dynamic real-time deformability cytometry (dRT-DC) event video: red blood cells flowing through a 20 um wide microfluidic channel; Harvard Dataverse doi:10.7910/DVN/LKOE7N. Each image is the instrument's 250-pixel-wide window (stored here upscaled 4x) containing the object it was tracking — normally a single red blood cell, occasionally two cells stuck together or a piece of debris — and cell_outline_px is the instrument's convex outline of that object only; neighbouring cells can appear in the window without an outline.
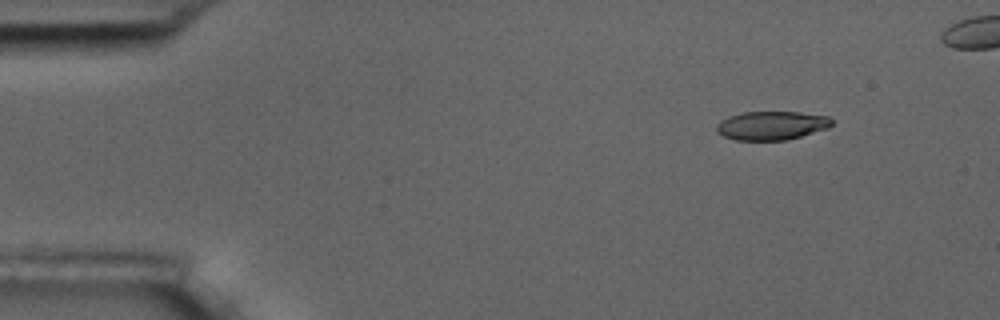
{"species": "common noctule bat (a hibernating species)", "species_latin": "Nyctalus noctula", "temperature_condition": "room temperature", "stored_images_in_passage": 5, "camera_frame_rate_fps": 3000, "um_per_image_px": 0.085, "animal": {"sex": "male", "body_mass_g": 17.5, "forearm_length_mm": 52.3}, "frame": {"image": 1, "passage_image": 1, "time_ms": 0.0, "image_size_px": [1000, 320], "cell_outline_px": [[832, 124], [828, 128], [800, 136], [784, 140], [736, 140], [724, 136], [716, 132], [716, 124], [720, 120], [728, 116], [744, 112], [800, 112], [828, 116], [832, 120]], "centroid_in_image_um": [65.55, 10.66], "position_along_channel_um": 19.4, "area_um2": 19.25}}